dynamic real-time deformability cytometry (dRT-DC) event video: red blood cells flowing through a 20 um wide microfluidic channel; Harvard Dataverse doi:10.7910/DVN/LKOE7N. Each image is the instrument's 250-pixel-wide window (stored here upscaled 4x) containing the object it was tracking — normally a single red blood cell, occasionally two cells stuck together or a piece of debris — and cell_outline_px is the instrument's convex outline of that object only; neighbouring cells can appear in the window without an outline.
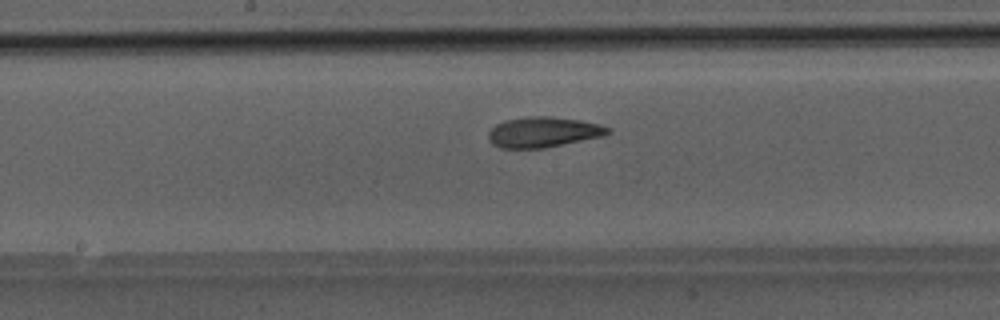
{"species": "Egyptian fruit bat (a non-hibernating species)", "species_latin": "Rousettus aegyptiacus", "temperature_condition": "room temperature", "stored_images_in_passage": 35, "camera_frame_rate_fps": 3000, "um_per_image_px": 0.085, "animal": {"sex": "male"}, "frame": {"image": 1, "passage_image": 12, "time_ms": 3.667, "image_size_px": [1000, 320], "cell_outline_px": [[612, 132], [604, 136], [544, 148], [500, 148], [492, 144], [488, 140], [488, 132], [496, 124], [504, 120], [528, 116], [552, 116], [580, 120], [600, 124], [612, 128]], "centroid_in_image_um": [46.19, 11.22], "position_along_channel_um": 202.0, "area_um2": 21.44}}
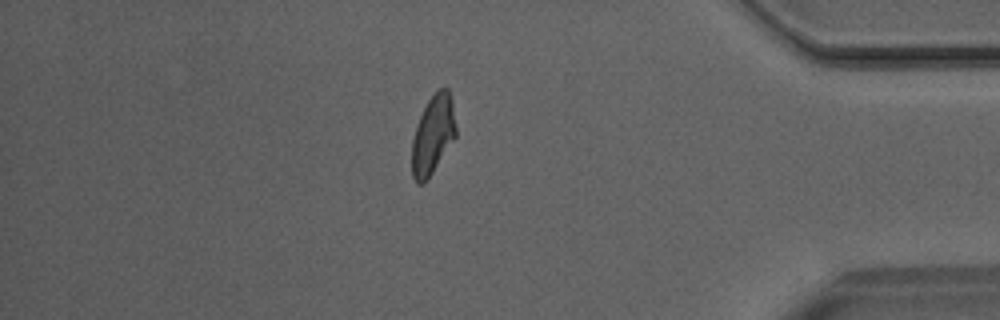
{"frame": {"image": 2, "passage_image": 28, "time_ms": 9.0, "image_size_px": [1000, 320], "cell_outline_px": [[456, 136], [424, 184], [416, 184], [412, 176], [412, 140], [416, 124], [428, 100], [436, 88], [448, 88], [452, 100], [456, 128]], "centroid_in_image_um": [36.79, 11.44], "position_along_channel_um": 398.4, "area_um2": 20.23}}
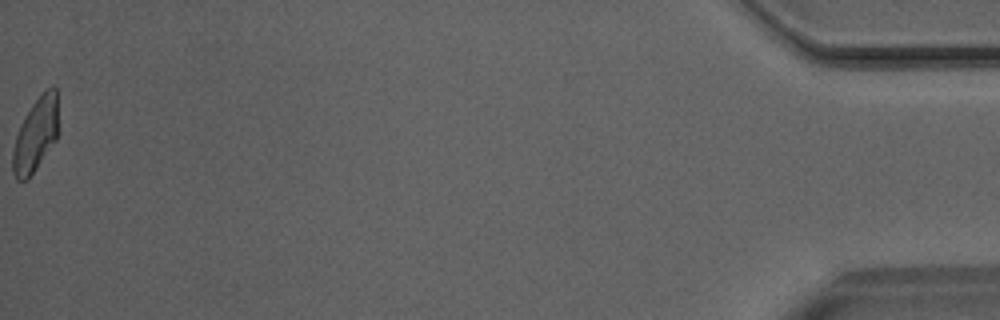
{"frame": {"image": 3, "passage_image": 35, "time_ms": 11.333, "image_size_px": [1000, 320], "cell_outline_px": [[56, 140], [28, 180], [16, 180], [12, 172], [12, 152], [16, 136], [20, 124], [32, 104], [52, 84], [56, 88]], "centroid_in_image_um": [2.99, 11.51], "position_along_channel_um": 432.2, "area_um2": 19.19}}